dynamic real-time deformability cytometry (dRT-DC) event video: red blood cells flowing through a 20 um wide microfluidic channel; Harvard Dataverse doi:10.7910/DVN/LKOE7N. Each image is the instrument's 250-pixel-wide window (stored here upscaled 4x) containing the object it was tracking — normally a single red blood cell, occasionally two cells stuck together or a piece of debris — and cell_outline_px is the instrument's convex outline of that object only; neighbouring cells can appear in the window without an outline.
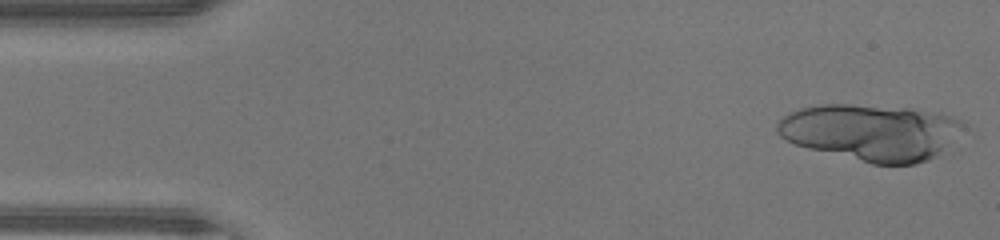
{"species": "human", "species_latin": "Homo sapiens", "temperature_condition": "warm", "stored_images_in_passage": 45, "segment_of_instrument_passage": [1, 2], "camera_frame_rate_fps": 3000, "um_per_image_px": 0.085, "donor": {"sex": "male"}, "frame": {"image": 1, "passage_image": 1, "time_ms": 0.0, "image_size_px": [1000, 240], "cell_outline_px": [[968, 128], [936, 156], [928, 160], [916, 164], [872, 164], [808, 148], [796, 144], [780, 136], [776, 132], [776, 124], [784, 116], [800, 108], [820, 104], [852, 104], [908, 108], [948, 116], [960, 120]], "centroid_in_image_um": [74.05, 11.24], "position_along_channel_um": 10.9, "area_um2": 61.09}}